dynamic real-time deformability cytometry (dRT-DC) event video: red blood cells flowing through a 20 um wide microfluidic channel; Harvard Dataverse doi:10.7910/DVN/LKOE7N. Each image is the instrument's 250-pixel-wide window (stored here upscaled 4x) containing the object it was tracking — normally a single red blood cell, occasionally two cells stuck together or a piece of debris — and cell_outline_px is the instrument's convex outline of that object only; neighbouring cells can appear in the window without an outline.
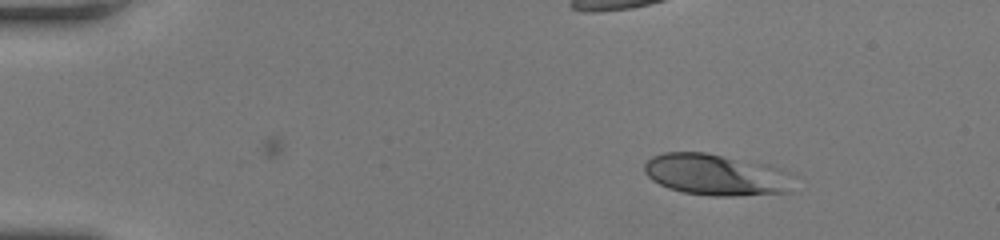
{"species": "human", "species_latin": "Homo sapiens", "temperature_condition": "room temperature", "stored_images_in_passage": 29, "camera_frame_rate_fps": 3000, "um_per_image_px": 0.085, "donor": {"sex": "female"}, "frame": {"image": 1, "passage_image": 1, "time_ms": 0.0, "image_size_px": [1000, 240], "cell_outline_px": [[788, 192], [732, 196], [712, 196], [684, 192], [668, 188], [652, 180], [644, 172], [644, 164], [652, 156], [664, 152], [704, 152], [768, 164], [780, 168]], "centroid_in_image_um": [60.68, 14.83], "position_along_channel_um": 24.3, "area_um2": 35.08}}